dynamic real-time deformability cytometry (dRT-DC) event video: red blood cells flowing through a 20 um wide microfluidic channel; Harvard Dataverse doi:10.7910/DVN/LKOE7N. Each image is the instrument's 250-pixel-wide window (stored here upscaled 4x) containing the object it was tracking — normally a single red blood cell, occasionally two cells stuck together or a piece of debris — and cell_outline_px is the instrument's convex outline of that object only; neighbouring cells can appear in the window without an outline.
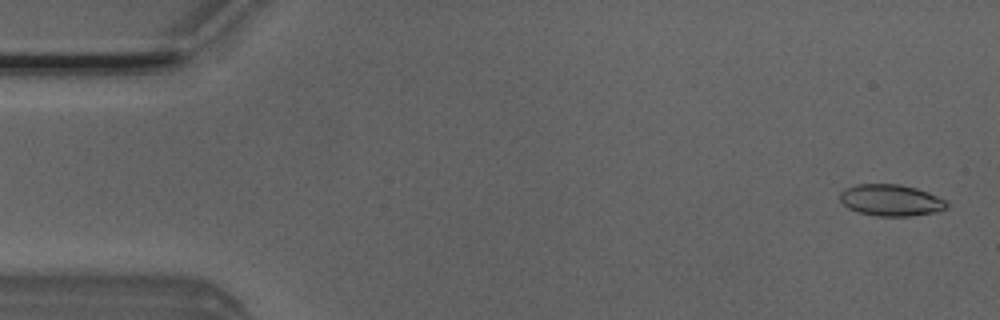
{"species": "Egyptian fruit bat (a non-hibernating species)", "species_latin": "Rousettus aegyptiacus", "temperature_condition": "room temperature", "stored_images_in_passage": 4, "camera_frame_rate_fps": 3000, "um_per_image_px": 0.085, "animal": {"sex": "male"}, "frame": {"image": 1, "passage_image": 2, "time_ms": 0.333, "image_size_px": [1000, 320], "cell_outline_px": [[948, 204], [944, 208], [932, 212], [912, 216], [876, 216], [856, 212], [848, 208], [840, 200], [840, 192], [844, 188], [856, 184], [900, 184], [916, 188], [928, 192], [944, 200]], "centroid_in_image_um": [75.66, 17.01], "position_along_channel_um": 9.3, "area_um2": 19.54}}